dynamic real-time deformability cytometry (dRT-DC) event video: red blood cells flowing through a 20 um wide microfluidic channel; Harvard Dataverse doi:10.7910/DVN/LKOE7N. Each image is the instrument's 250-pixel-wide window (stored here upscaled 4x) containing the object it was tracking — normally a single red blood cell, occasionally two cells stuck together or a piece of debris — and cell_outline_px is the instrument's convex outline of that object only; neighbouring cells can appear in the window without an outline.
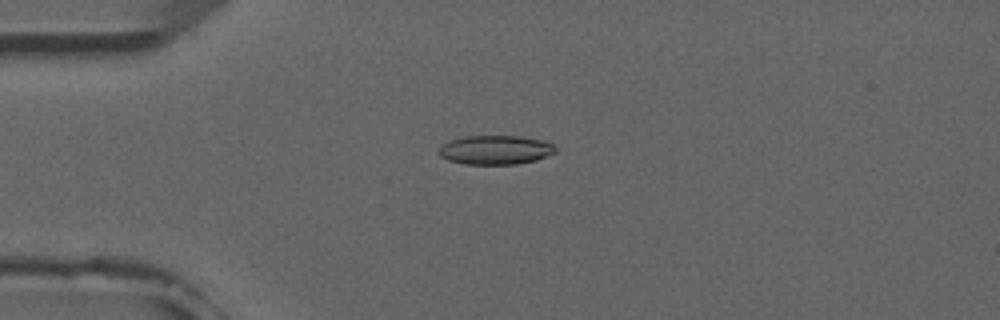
{"species": "common noctule bat (a hibernating species)", "species_latin": "Nyctalus noctula", "temperature_condition": "room temperature", "stored_images_in_passage": 6, "camera_frame_rate_fps": 3000, "um_per_image_px": 0.085, "animal": {"sex": "male", "forearm_length_mm": 52.5}, "frame": {"image": 1, "passage_image": 3, "time_ms": 3.333, "image_size_px": [1000, 320], "cell_outline_px": [[556, 152], [536, 160], [516, 164], [464, 164], [448, 160], [440, 156], [440, 148], [448, 140], [464, 136], [520, 136], [544, 140], [552, 144], [556, 148]], "centroid_in_image_um": [42.12, 12.74], "position_along_channel_um": 42.9, "area_um2": 19.77}}
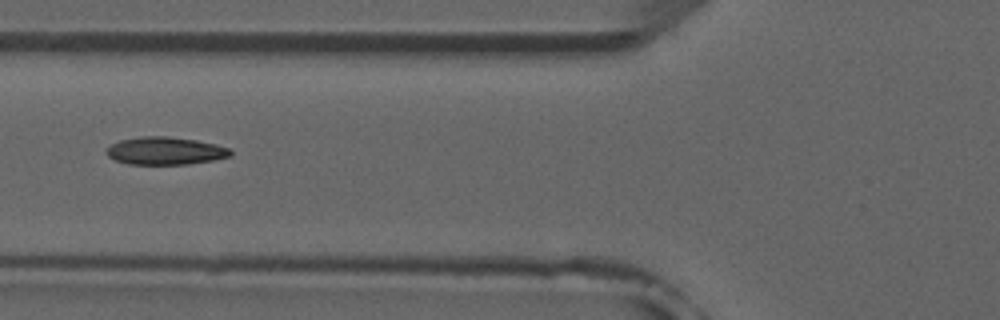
{"frame": {"image": 2, "passage_image": 5, "time_ms": 5.667, "image_size_px": [1000, 320], "cell_outline_px": [[232, 156], [212, 160], [188, 164], [128, 164], [116, 160], [108, 156], [104, 152], [112, 144], [120, 140], [140, 136], [168, 136], [196, 140], [216, 144], [232, 148]], "centroid_in_image_um": [14.07, 12.81], "position_along_channel_um": 111.7, "area_um2": 20.11}}
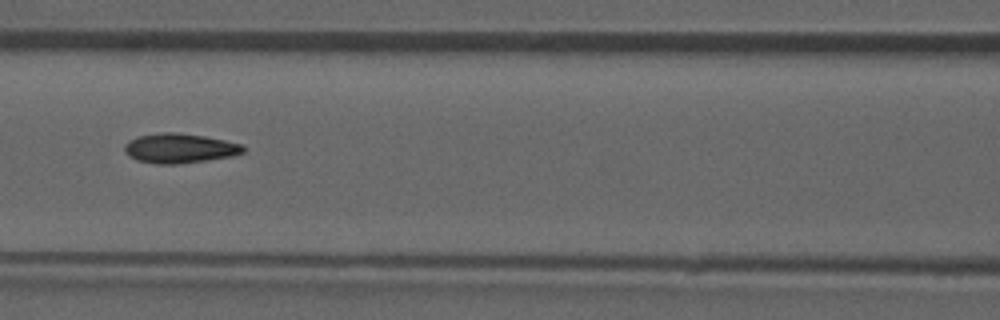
{"frame": {"image": 3, "passage_image": 6, "time_ms": 6.667, "image_size_px": [1000, 320], "cell_outline_px": [[244, 152], [232, 156], [208, 160], [176, 164], [156, 164], [136, 160], [128, 156], [124, 148], [124, 144], [128, 140], [140, 136], [164, 132], [176, 132], [204, 136], [244, 144]], "centroid_in_image_um": [15.26, 12.61], "position_along_channel_um": 151.3, "area_um2": 20.52}}